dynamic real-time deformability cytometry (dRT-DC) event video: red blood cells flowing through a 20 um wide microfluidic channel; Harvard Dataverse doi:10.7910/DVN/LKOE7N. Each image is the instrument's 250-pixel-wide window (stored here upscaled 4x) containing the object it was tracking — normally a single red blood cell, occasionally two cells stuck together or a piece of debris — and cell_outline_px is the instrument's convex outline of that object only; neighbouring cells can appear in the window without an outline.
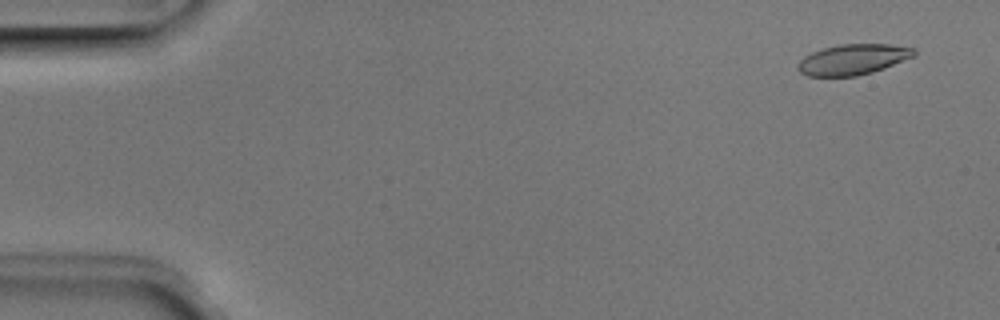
{"species": "Egyptian fruit bat (a non-hibernating species)", "species_latin": "Rousettus aegyptiacus", "temperature_condition": "room temperature", "stored_images_in_passage": 5, "camera_frame_rate_fps": 3000, "um_per_image_px": 0.085, "animal": {"sex": "male"}, "frame": {"image": 1, "passage_image": 1, "time_ms": 0.0, "image_size_px": [1000, 320], "cell_outline_px": [[916, 56], [884, 68], [872, 72], [856, 76], [808, 76], [800, 72], [796, 68], [796, 64], [804, 56], [812, 52], [824, 48], [840, 44], [892, 44], [916, 48]], "centroid_in_image_um": [72.52, 5.05], "position_along_channel_um": 12.5, "area_um2": 20.87}}